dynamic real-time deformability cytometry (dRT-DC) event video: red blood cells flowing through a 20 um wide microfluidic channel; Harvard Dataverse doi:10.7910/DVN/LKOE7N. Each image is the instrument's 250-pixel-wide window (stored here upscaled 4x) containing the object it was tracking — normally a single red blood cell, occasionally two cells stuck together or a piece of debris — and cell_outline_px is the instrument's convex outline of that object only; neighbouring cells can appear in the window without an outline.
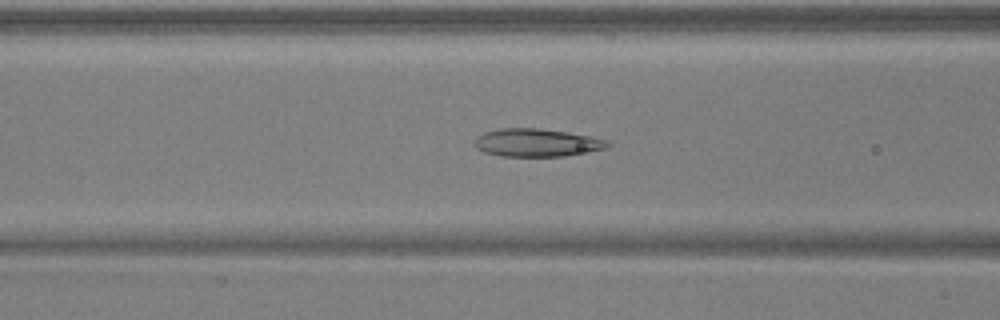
{"species": "common noctule bat (a hibernating species)", "species_latin": "Nyctalus noctula", "temperature_condition": "warm", "stored_images_in_passage": 50, "camera_frame_rate_fps": 3000, "um_per_image_px": 0.085, "animal": {"sex": "male", "body_mass_g": 17.9, "forearm_length_mm": 54.2}, "frame": {"image": 1, "passage_image": 20, "time_ms": 6.333, "image_size_px": [1000, 320], "cell_outline_px": [[612, 144], [604, 148], [588, 152], [564, 156], [500, 156], [484, 152], [476, 148], [472, 144], [472, 140], [476, 136], [484, 132], [500, 128], [540, 128], [568, 132], [608, 140]], "centroid_in_image_um": [45.56, 12.12], "position_along_channel_um": 121.0, "area_um2": 21.85}}
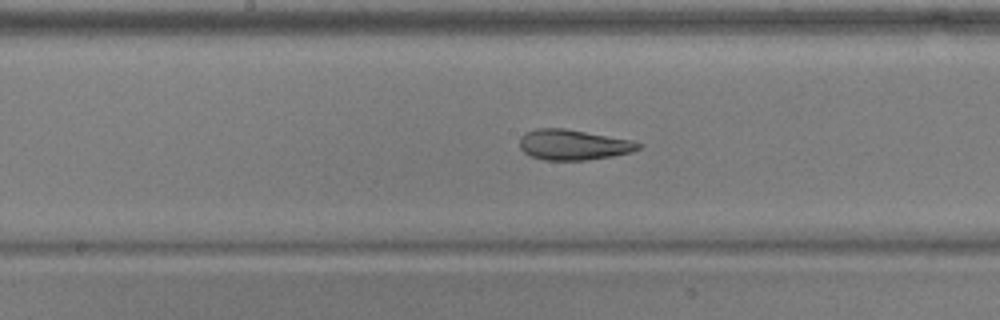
{"frame": {"image": 2, "passage_image": 26, "time_ms": 8.333, "image_size_px": [1000, 320], "cell_outline_px": [[644, 144], [640, 148], [632, 152], [612, 156], [584, 160], [544, 160], [532, 156], [524, 152], [520, 148], [520, 136], [524, 132], [536, 128], [564, 128], [632, 140]], "centroid_in_image_um": [48.73, 12.3], "position_along_channel_um": 199.5, "area_um2": 21.1}}
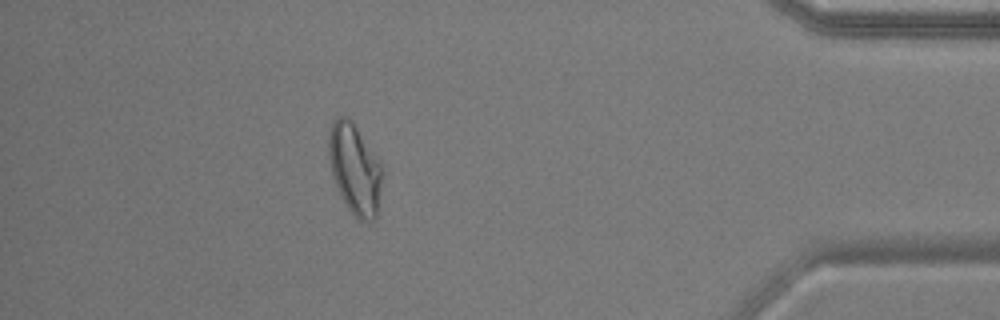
{"frame": {"image": 3, "passage_image": 45, "time_ms": 14.667, "image_size_px": [1000, 320], "cell_outline_px": [[384, 172], [376, 220], [360, 220], [348, 208], [340, 196], [332, 176], [328, 156], [328, 132], [332, 124], [340, 116], [348, 116], [352, 120], [380, 160]], "centroid_in_image_um": [30.17, 14.35], "position_along_channel_um": 405.0, "area_um2": 28.67}}